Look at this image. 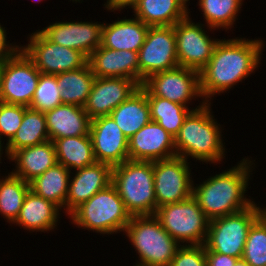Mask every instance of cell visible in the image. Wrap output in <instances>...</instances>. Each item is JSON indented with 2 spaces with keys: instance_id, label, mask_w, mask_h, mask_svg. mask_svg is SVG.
Masks as SVG:
<instances>
[{
  "instance_id": "6da1fadb",
  "label": "cell",
  "mask_w": 266,
  "mask_h": 266,
  "mask_svg": "<svg viewBox=\"0 0 266 266\" xmlns=\"http://www.w3.org/2000/svg\"><path fill=\"white\" fill-rule=\"evenodd\" d=\"M265 41L260 38L233 37L220 39L208 64L199 72L203 99L225 94L254 74L261 65Z\"/></svg>"
},
{
  "instance_id": "7a4b0ae2",
  "label": "cell",
  "mask_w": 266,
  "mask_h": 266,
  "mask_svg": "<svg viewBox=\"0 0 266 266\" xmlns=\"http://www.w3.org/2000/svg\"><path fill=\"white\" fill-rule=\"evenodd\" d=\"M250 158L241 159L234 167L211 175L199 184L193 181L192 196L209 220L239 212L255 202L246 194L256 167L255 160Z\"/></svg>"
},
{
  "instance_id": "3957f363",
  "label": "cell",
  "mask_w": 266,
  "mask_h": 266,
  "mask_svg": "<svg viewBox=\"0 0 266 266\" xmlns=\"http://www.w3.org/2000/svg\"><path fill=\"white\" fill-rule=\"evenodd\" d=\"M212 103H206L191 111L184 119L174 138L176 156L186 160L196 159L206 164H222L226 156L222 128L212 111ZM190 157V158H189Z\"/></svg>"
},
{
  "instance_id": "277c9868",
  "label": "cell",
  "mask_w": 266,
  "mask_h": 266,
  "mask_svg": "<svg viewBox=\"0 0 266 266\" xmlns=\"http://www.w3.org/2000/svg\"><path fill=\"white\" fill-rule=\"evenodd\" d=\"M131 216L155 215L153 162L124 161L112 168V183Z\"/></svg>"
},
{
  "instance_id": "5b68a950",
  "label": "cell",
  "mask_w": 266,
  "mask_h": 266,
  "mask_svg": "<svg viewBox=\"0 0 266 266\" xmlns=\"http://www.w3.org/2000/svg\"><path fill=\"white\" fill-rule=\"evenodd\" d=\"M68 216L77 228L107 236L124 233L131 219L123 200L112 184L79 205Z\"/></svg>"
},
{
  "instance_id": "8992f818",
  "label": "cell",
  "mask_w": 266,
  "mask_h": 266,
  "mask_svg": "<svg viewBox=\"0 0 266 266\" xmlns=\"http://www.w3.org/2000/svg\"><path fill=\"white\" fill-rule=\"evenodd\" d=\"M123 234L139 255L133 266H169L180 246L155 215L131 216Z\"/></svg>"
},
{
  "instance_id": "52a82bcc",
  "label": "cell",
  "mask_w": 266,
  "mask_h": 266,
  "mask_svg": "<svg viewBox=\"0 0 266 266\" xmlns=\"http://www.w3.org/2000/svg\"><path fill=\"white\" fill-rule=\"evenodd\" d=\"M155 216L180 245L205 244L210 220L193 196L182 202L158 207Z\"/></svg>"
},
{
  "instance_id": "ba28073f",
  "label": "cell",
  "mask_w": 266,
  "mask_h": 266,
  "mask_svg": "<svg viewBox=\"0 0 266 266\" xmlns=\"http://www.w3.org/2000/svg\"><path fill=\"white\" fill-rule=\"evenodd\" d=\"M259 218L258 204L209 221L205 251L242 258L248 231Z\"/></svg>"
},
{
  "instance_id": "9c48e42d",
  "label": "cell",
  "mask_w": 266,
  "mask_h": 266,
  "mask_svg": "<svg viewBox=\"0 0 266 266\" xmlns=\"http://www.w3.org/2000/svg\"><path fill=\"white\" fill-rule=\"evenodd\" d=\"M142 87L147 96L166 98L185 105L192 111L206 104L201 93L199 72L185 67L178 66L153 74L144 81ZM197 98H201L202 102L200 101L198 106L195 105V108L189 107L192 100L196 101Z\"/></svg>"
},
{
  "instance_id": "30bf717a",
  "label": "cell",
  "mask_w": 266,
  "mask_h": 266,
  "mask_svg": "<svg viewBox=\"0 0 266 266\" xmlns=\"http://www.w3.org/2000/svg\"><path fill=\"white\" fill-rule=\"evenodd\" d=\"M138 63L140 86L151 75L179 66L174 26H149Z\"/></svg>"
},
{
  "instance_id": "8fae6325",
  "label": "cell",
  "mask_w": 266,
  "mask_h": 266,
  "mask_svg": "<svg viewBox=\"0 0 266 266\" xmlns=\"http://www.w3.org/2000/svg\"><path fill=\"white\" fill-rule=\"evenodd\" d=\"M27 39L28 44L21 45L22 50L42 74L56 75L80 69L88 63L83 53L49 41L39 29L29 34Z\"/></svg>"
},
{
  "instance_id": "7c38bea8",
  "label": "cell",
  "mask_w": 266,
  "mask_h": 266,
  "mask_svg": "<svg viewBox=\"0 0 266 266\" xmlns=\"http://www.w3.org/2000/svg\"><path fill=\"white\" fill-rule=\"evenodd\" d=\"M40 77L33 61L21 49L3 64L0 80V100L8 104L29 107Z\"/></svg>"
},
{
  "instance_id": "4fadbf2b",
  "label": "cell",
  "mask_w": 266,
  "mask_h": 266,
  "mask_svg": "<svg viewBox=\"0 0 266 266\" xmlns=\"http://www.w3.org/2000/svg\"><path fill=\"white\" fill-rule=\"evenodd\" d=\"M205 26L189 14L174 25L179 66L200 72L208 64L220 39L211 38Z\"/></svg>"
},
{
  "instance_id": "5bb4252c",
  "label": "cell",
  "mask_w": 266,
  "mask_h": 266,
  "mask_svg": "<svg viewBox=\"0 0 266 266\" xmlns=\"http://www.w3.org/2000/svg\"><path fill=\"white\" fill-rule=\"evenodd\" d=\"M182 157L153 162L154 191L157 208L185 201L192 196L193 178L190 162Z\"/></svg>"
},
{
  "instance_id": "9a60e30c",
  "label": "cell",
  "mask_w": 266,
  "mask_h": 266,
  "mask_svg": "<svg viewBox=\"0 0 266 266\" xmlns=\"http://www.w3.org/2000/svg\"><path fill=\"white\" fill-rule=\"evenodd\" d=\"M103 22L55 21L39 31L51 42L83 53L87 58L101 45Z\"/></svg>"
},
{
  "instance_id": "2e32d148",
  "label": "cell",
  "mask_w": 266,
  "mask_h": 266,
  "mask_svg": "<svg viewBox=\"0 0 266 266\" xmlns=\"http://www.w3.org/2000/svg\"><path fill=\"white\" fill-rule=\"evenodd\" d=\"M89 134L97 162L114 167L129 160L128 138L110 115L91 120Z\"/></svg>"
},
{
  "instance_id": "e0dca14e",
  "label": "cell",
  "mask_w": 266,
  "mask_h": 266,
  "mask_svg": "<svg viewBox=\"0 0 266 266\" xmlns=\"http://www.w3.org/2000/svg\"><path fill=\"white\" fill-rule=\"evenodd\" d=\"M140 87L132 79L95 77L91 92L83 108L91 120L101 116H108Z\"/></svg>"
},
{
  "instance_id": "ac0fdd59",
  "label": "cell",
  "mask_w": 266,
  "mask_h": 266,
  "mask_svg": "<svg viewBox=\"0 0 266 266\" xmlns=\"http://www.w3.org/2000/svg\"><path fill=\"white\" fill-rule=\"evenodd\" d=\"M128 155L131 161L145 162L176 157L174 137L151 120L128 139Z\"/></svg>"
},
{
  "instance_id": "d6986e66",
  "label": "cell",
  "mask_w": 266,
  "mask_h": 266,
  "mask_svg": "<svg viewBox=\"0 0 266 266\" xmlns=\"http://www.w3.org/2000/svg\"><path fill=\"white\" fill-rule=\"evenodd\" d=\"M112 166L96 162L93 165L71 171L65 214L68 216L79 205L112 183Z\"/></svg>"
},
{
  "instance_id": "ffe728a7",
  "label": "cell",
  "mask_w": 266,
  "mask_h": 266,
  "mask_svg": "<svg viewBox=\"0 0 266 266\" xmlns=\"http://www.w3.org/2000/svg\"><path fill=\"white\" fill-rule=\"evenodd\" d=\"M95 77L127 78L139 84L138 52L116 51L99 46L88 58Z\"/></svg>"
},
{
  "instance_id": "44dd1931",
  "label": "cell",
  "mask_w": 266,
  "mask_h": 266,
  "mask_svg": "<svg viewBox=\"0 0 266 266\" xmlns=\"http://www.w3.org/2000/svg\"><path fill=\"white\" fill-rule=\"evenodd\" d=\"M61 211L56 204L30 190L25 197L20 214L13 224L30 233L52 232L60 224Z\"/></svg>"
},
{
  "instance_id": "7402d4cb",
  "label": "cell",
  "mask_w": 266,
  "mask_h": 266,
  "mask_svg": "<svg viewBox=\"0 0 266 266\" xmlns=\"http://www.w3.org/2000/svg\"><path fill=\"white\" fill-rule=\"evenodd\" d=\"M49 139L90 135L91 119L82 106L61 104L44 113Z\"/></svg>"
},
{
  "instance_id": "603a6c76",
  "label": "cell",
  "mask_w": 266,
  "mask_h": 266,
  "mask_svg": "<svg viewBox=\"0 0 266 266\" xmlns=\"http://www.w3.org/2000/svg\"><path fill=\"white\" fill-rule=\"evenodd\" d=\"M149 26L135 17L104 23L102 27L101 46L116 51L129 50L139 52L143 45Z\"/></svg>"
},
{
  "instance_id": "cb8c5ba5",
  "label": "cell",
  "mask_w": 266,
  "mask_h": 266,
  "mask_svg": "<svg viewBox=\"0 0 266 266\" xmlns=\"http://www.w3.org/2000/svg\"><path fill=\"white\" fill-rule=\"evenodd\" d=\"M8 160L15 163L10 173L28 183L57 163L51 140L14 151Z\"/></svg>"
},
{
  "instance_id": "d4e9b609",
  "label": "cell",
  "mask_w": 266,
  "mask_h": 266,
  "mask_svg": "<svg viewBox=\"0 0 266 266\" xmlns=\"http://www.w3.org/2000/svg\"><path fill=\"white\" fill-rule=\"evenodd\" d=\"M189 0H141L133 9V16L148 26H174L184 19L190 9Z\"/></svg>"
},
{
  "instance_id": "484cf974",
  "label": "cell",
  "mask_w": 266,
  "mask_h": 266,
  "mask_svg": "<svg viewBox=\"0 0 266 266\" xmlns=\"http://www.w3.org/2000/svg\"><path fill=\"white\" fill-rule=\"evenodd\" d=\"M110 116L129 139L151 121L147 93L141 86L134 94L116 107Z\"/></svg>"
},
{
  "instance_id": "4316f807",
  "label": "cell",
  "mask_w": 266,
  "mask_h": 266,
  "mask_svg": "<svg viewBox=\"0 0 266 266\" xmlns=\"http://www.w3.org/2000/svg\"><path fill=\"white\" fill-rule=\"evenodd\" d=\"M57 163L70 172L95 164L92 140L90 135L64 137L52 140Z\"/></svg>"
},
{
  "instance_id": "83f0119b",
  "label": "cell",
  "mask_w": 266,
  "mask_h": 266,
  "mask_svg": "<svg viewBox=\"0 0 266 266\" xmlns=\"http://www.w3.org/2000/svg\"><path fill=\"white\" fill-rule=\"evenodd\" d=\"M70 175L69 169L56 163L29 182L30 190L45 200L53 202L65 212Z\"/></svg>"
},
{
  "instance_id": "f1b7e54d",
  "label": "cell",
  "mask_w": 266,
  "mask_h": 266,
  "mask_svg": "<svg viewBox=\"0 0 266 266\" xmlns=\"http://www.w3.org/2000/svg\"><path fill=\"white\" fill-rule=\"evenodd\" d=\"M63 104L84 106L89 96L95 76L87 63L80 69L56 74Z\"/></svg>"
},
{
  "instance_id": "f546056e",
  "label": "cell",
  "mask_w": 266,
  "mask_h": 266,
  "mask_svg": "<svg viewBox=\"0 0 266 266\" xmlns=\"http://www.w3.org/2000/svg\"><path fill=\"white\" fill-rule=\"evenodd\" d=\"M46 117L43 112L27 108L17 133L5 144L6 157L17 150L49 141Z\"/></svg>"
},
{
  "instance_id": "4dcf8cb0",
  "label": "cell",
  "mask_w": 266,
  "mask_h": 266,
  "mask_svg": "<svg viewBox=\"0 0 266 266\" xmlns=\"http://www.w3.org/2000/svg\"><path fill=\"white\" fill-rule=\"evenodd\" d=\"M244 0H199L197 5L204 17V25L208 31H216L220 28L225 31L231 30L236 24L238 14Z\"/></svg>"
},
{
  "instance_id": "1f68e13d",
  "label": "cell",
  "mask_w": 266,
  "mask_h": 266,
  "mask_svg": "<svg viewBox=\"0 0 266 266\" xmlns=\"http://www.w3.org/2000/svg\"><path fill=\"white\" fill-rule=\"evenodd\" d=\"M29 191L30 184L23 179L9 172L0 176V215L10 225L18 218Z\"/></svg>"
},
{
  "instance_id": "d6a6232c",
  "label": "cell",
  "mask_w": 266,
  "mask_h": 266,
  "mask_svg": "<svg viewBox=\"0 0 266 266\" xmlns=\"http://www.w3.org/2000/svg\"><path fill=\"white\" fill-rule=\"evenodd\" d=\"M150 107V118L157 122L174 138L178 134L184 119L192 111L185 105H181L166 98L147 96Z\"/></svg>"
},
{
  "instance_id": "836d02e7",
  "label": "cell",
  "mask_w": 266,
  "mask_h": 266,
  "mask_svg": "<svg viewBox=\"0 0 266 266\" xmlns=\"http://www.w3.org/2000/svg\"><path fill=\"white\" fill-rule=\"evenodd\" d=\"M242 258L250 266H266V224L260 217L248 231Z\"/></svg>"
},
{
  "instance_id": "e575fe53",
  "label": "cell",
  "mask_w": 266,
  "mask_h": 266,
  "mask_svg": "<svg viewBox=\"0 0 266 266\" xmlns=\"http://www.w3.org/2000/svg\"><path fill=\"white\" fill-rule=\"evenodd\" d=\"M61 104L62 100L56 75L40 73L37 88L29 108L45 113Z\"/></svg>"
},
{
  "instance_id": "d590c367",
  "label": "cell",
  "mask_w": 266,
  "mask_h": 266,
  "mask_svg": "<svg viewBox=\"0 0 266 266\" xmlns=\"http://www.w3.org/2000/svg\"><path fill=\"white\" fill-rule=\"evenodd\" d=\"M27 106L18 104H8L1 102L0 104V141H7L8 144L17 133L20 127L24 112ZM5 139H4V138Z\"/></svg>"
},
{
  "instance_id": "8d00e7d4",
  "label": "cell",
  "mask_w": 266,
  "mask_h": 266,
  "mask_svg": "<svg viewBox=\"0 0 266 266\" xmlns=\"http://www.w3.org/2000/svg\"><path fill=\"white\" fill-rule=\"evenodd\" d=\"M169 266H207L205 245H180Z\"/></svg>"
},
{
  "instance_id": "74e56055",
  "label": "cell",
  "mask_w": 266,
  "mask_h": 266,
  "mask_svg": "<svg viewBox=\"0 0 266 266\" xmlns=\"http://www.w3.org/2000/svg\"><path fill=\"white\" fill-rule=\"evenodd\" d=\"M7 30L0 23V60L6 61L14 57L21 49L22 46L7 41Z\"/></svg>"
},
{
  "instance_id": "f35d334b",
  "label": "cell",
  "mask_w": 266,
  "mask_h": 266,
  "mask_svg": "<svg viewBox=\"0 0 266 266\" xmlns=\"http://www.w3.org/2000/svg\"><path fill=\"white\" fill-rule=\"evenodd\" d=\"M207 266H234L238 258L219 254L217 252L205 251Z\"/></svg>"
},
{
  "instance_id": "ab89813d",
  "label": "cell",
  "mask_w": 266,
  "mask_h": 266,
  "mask_svg": "<svg viewBox=\"0 0 266 266\" xmlns=\"http://www.w3.org/2000/svg\"><path fill=\"white\" fill-rule=\"evenodd\" d=\"M141 0H114L108 7L106 11L116 12L122 11L124 8L133 9Z\"/></svg>"
},
{
  "instance_id": "60d3db41",
  "label": "cell",
  "mask_w": 266,
  "mask_h": 266,
  "mask_svg": "<svg viewBox=\"0 0 266 266\" xmlns=\"http://www.w3.org/2000/svg\"><path fill=\"white\" fill-rule=\"evenodd\" d=\"M261 206V207H260ZM258 205V209H259V217L264 221V223L266 224V207L262 206V205Z\"/></svg>"
},
{
  "instance_id": "b9f144b4",
  "label": "cell",
  "mask_w": 266,
  "mask_h": 266,
  "mask_svg": "<svg viewBox=\"0 0 266 266\" xmlns=\"http://www.w3.org/2000/svg\"><path fill=\"white\" fill-rule=\"evenodd\" d=\"M234 266H250L243 258L238 259Z\"/></svg>"
},
{
  "instance_id": "7bdbcfd3",
  "label": "cell",
  "mask_w": 266,
  "mask_h": 266,
  "mask_svg": "<svg viewBox=\"0 0 266 266\" xmlns=\"http://www.w3.org/2000/svg\"><path fill=\"white\" fill-rule=\"evenodd\" d=\"M4 141L3 142H1L0 141V163L2 164V162H1V157H2V154H4V155H6V152H3V150H6L5 148H6V146H3L4 145ZM4 148V149H3Z\"/></svg>"
},
{
  "instance_id": "ee69618b",
  "label": "cell",
  "mask_w": 266,
  "mask_h": 266,
  "mask_svg": "<svg viewBox=\"0 0 266 266\" xmlns=\"http://www.w3.org/2000/svg\"><path fill=\"white\" fill-rule=\"evenodd\" d=\"M114 0H107L104 4H102L104 6V9L106 7H108Z\"/></svg>"
},
{
  "instance_id": "f6af8a7d",
  "label": "cell",
  "mask_w": 266,
  "mask_h": 266,
  "mask_svg": "<svg viewBox=\"0 0 266 266\" xmlns=\"http://www.w3.org/2000/svg\"><path fill=\"white\" fill-rule=\"evenodd\" d=\"M5 61L0 60V80H1V74H2V69H3V64Z\"/></svg>"
},
{
  "instance_id": "bcb514c9",
  "label": "cell",
  "mask_w": 266,
  "mask_h": 266,
  "mask_svg": "<svg viewBox=\"0 0 266 266\" xmlns=\"http://www.w3.org/2000/svg\"><path fill=\"white\" fill-rule=\"evenodd\" d=\"M71 1V0H70ZM73 1V3L75 2V3H82L83 2V0H72ZM81 1V2H80Z\"/></svg>"
},
{
  "instance_id": "7dc6e473",
  "label": "cell",
  "mask_w": 266,
  "mask_h": 266,
  "mask_svg": "<svg viewBox=\"0 0 266 266\" xmlns=\"http://www.w3.org/2000/svg\"><path fill=\"white\" fill-rule=\"evenodd\" d=\"M33 1H35V3H36V2H42L43 0H33Z\"/></svg>"
}]
</instances>
